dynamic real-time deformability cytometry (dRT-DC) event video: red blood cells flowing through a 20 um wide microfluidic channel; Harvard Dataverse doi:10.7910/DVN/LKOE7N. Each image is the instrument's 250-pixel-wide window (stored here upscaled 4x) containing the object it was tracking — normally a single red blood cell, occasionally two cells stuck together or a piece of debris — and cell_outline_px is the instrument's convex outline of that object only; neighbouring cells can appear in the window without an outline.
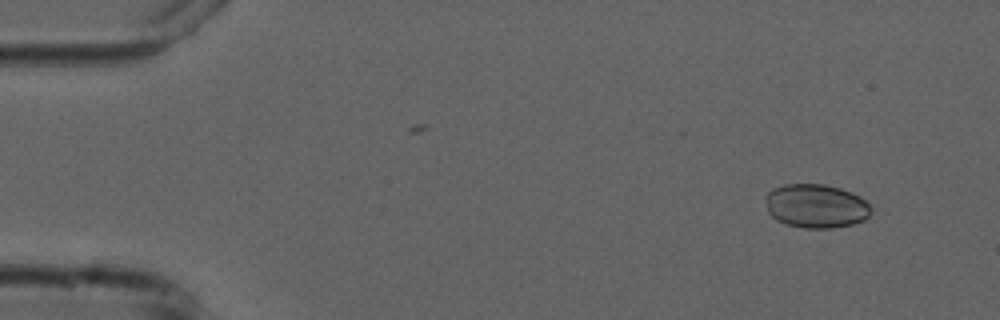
{"species": "common noctule bat (a hibernating species)", "species_latin": "Nyctalus noctula", "temperature_condition": "cold", "stored_images_in_passage": 4, "camera_frame_rate_fps": 3000, "um_per_image_px": 0.085, "animal": {"sex": "male", "forearm_length_mm": 52.5}, "frame": {"image": 1, "passage_image": 1, "time_ms": 0.0, "image_size_px": [1000, 320], "cell_outline_px": [[876, 212], [864, 220], [852, 224], [832, 228], [804, 228], [788, 224], [776, 220], [768, 212], [764, 196], [772, 188], [784, 184], [824, 184], [840, 188], [852, 192], [860, 196], [876, 208]], "centroid_in_image_um": [69.42, 17.5], "position_along_channel_um": 15.6, "area_um2": 27.57}}